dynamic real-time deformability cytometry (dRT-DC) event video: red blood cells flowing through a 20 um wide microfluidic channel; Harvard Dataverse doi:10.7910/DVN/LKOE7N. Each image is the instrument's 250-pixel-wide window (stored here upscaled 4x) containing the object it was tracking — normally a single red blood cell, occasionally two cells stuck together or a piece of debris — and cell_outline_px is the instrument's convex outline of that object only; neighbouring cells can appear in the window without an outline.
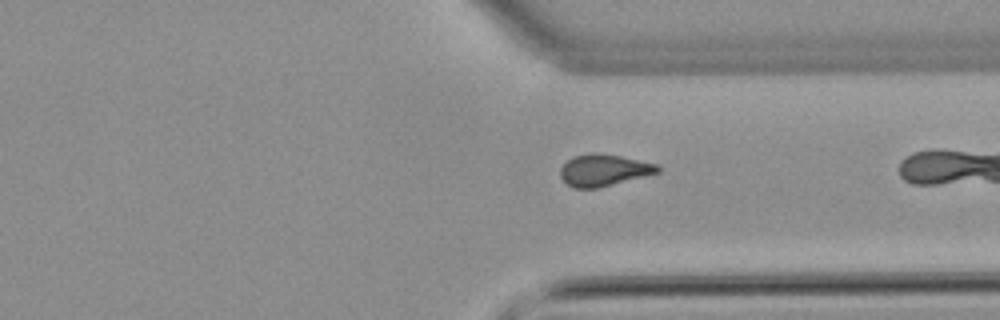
{"species": "common noctule bat (a hibernating species)", "species_latin": "Nyctalus noctula", "temperature_condition": "warm", "stored_images_in_passage": 37, "camera_frame_rate_fps": 3000, "um_per_image_px": 0.085, "animal": {"sex": "male", "body_mass_g": 21.5, "forearm_length_mm": 52.0}, "frame": {"image": 1, "passage_image": 36, "time_ms": 11.667, "image_size_px": [1000, 320], "cell_outline_px": [[660, 172], [600, 188], [572, 188], [560, 176], [560, 168], [568, 160], [576, 156], [596, 152], [620, 156], [660, 164]], "centroid_in_image_um": [51.36, 14.47], "position_along_channel_um": 360.0, "area_um2": 18.03}}